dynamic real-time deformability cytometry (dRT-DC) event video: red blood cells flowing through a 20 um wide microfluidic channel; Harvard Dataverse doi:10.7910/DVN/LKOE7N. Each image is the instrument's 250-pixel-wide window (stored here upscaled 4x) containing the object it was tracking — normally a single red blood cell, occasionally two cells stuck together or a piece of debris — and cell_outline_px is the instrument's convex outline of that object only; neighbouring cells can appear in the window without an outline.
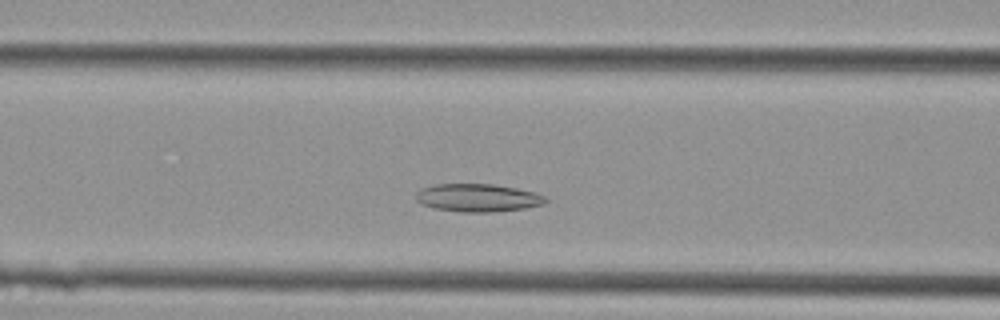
{"species": "Egyptian fruit bat (a non-hibernating species)", "species_latin": "Rousettus aegyptiacus", "temperature_condition": "cold", "stored_images_in_passage": 34, "camera_frame_rate_fps": 3000, "um_per_image_px": 0.085, "animal": {"sex": "female"}, "frame": {"image": 1, "passage_image": 8, "time_ms": 2.333, "image_size_px": [1000, 320], "cell_outline_px": [[548, 200], [544, 204], [524, 208], [492, 212], [460, 212], [436, 208], [424, 204], [416, 200], [416, 192], [420, 188], [436, 184], [492, 184], [516, 188], [536, 192], [544, 196]], "centroid_in_image_um": [40.62, 16.8], "position_along_channel_um": 126.0, "area_um2": 21.04}}
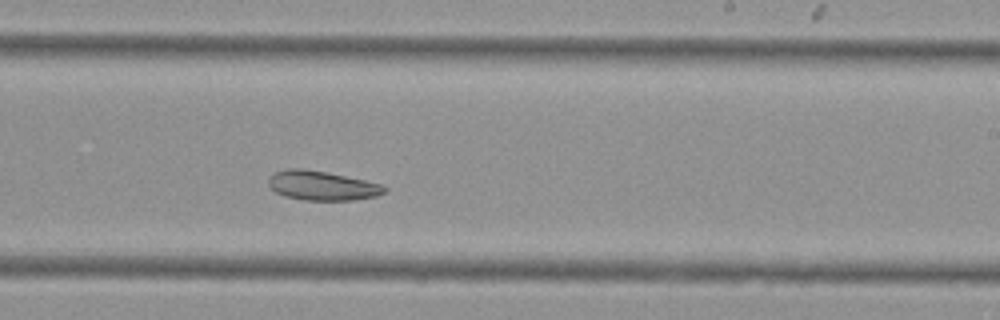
{"frame": {"image": 2, "passage_image": 17, "time_ms": 5.333, "image_size_px": [1000, 320], "cell_outline_px": [[388, 188], [384, 192], [376, 196], [352, 200], [304, 200], [284, 196], [276, 192], [268, 184], [268, 176], [276, 172], [288, 168], [304, 168], [384, 184]], "centroid_in_image_um": [27.36, 15.78], "position_along_channel_um": 261.6, "area_um2": 19.77}}
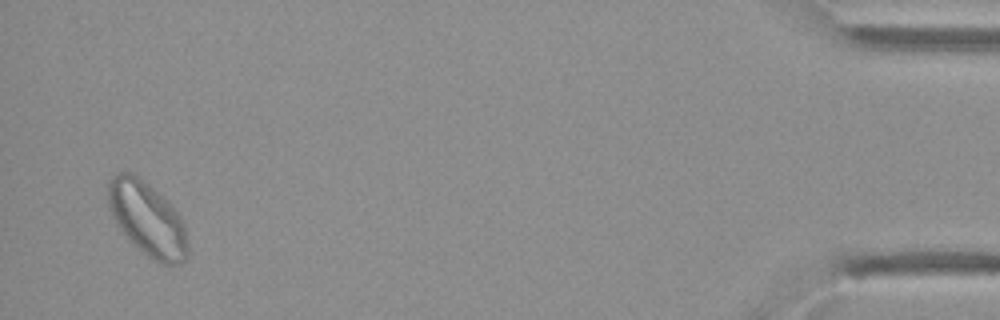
{"frame": {"image": 3, "passage_image": 33, "time_ms": 10.667, "image_size_px": [1000, 320], "cell_outline_px": [[188, 256], [180, 264], [160, 264], [152, 260], [128, 240], [116, 224], [112, 216], [108, 204], [108, 180], [116, 172], [132, 172], [164, 196], [172, 204], [180, 216], [184, 224], [188, 244]], "centroid_in_image_um": [12.52, 18.61], "position_along_channel_um": 422.7, "area_um2": 34.8}}